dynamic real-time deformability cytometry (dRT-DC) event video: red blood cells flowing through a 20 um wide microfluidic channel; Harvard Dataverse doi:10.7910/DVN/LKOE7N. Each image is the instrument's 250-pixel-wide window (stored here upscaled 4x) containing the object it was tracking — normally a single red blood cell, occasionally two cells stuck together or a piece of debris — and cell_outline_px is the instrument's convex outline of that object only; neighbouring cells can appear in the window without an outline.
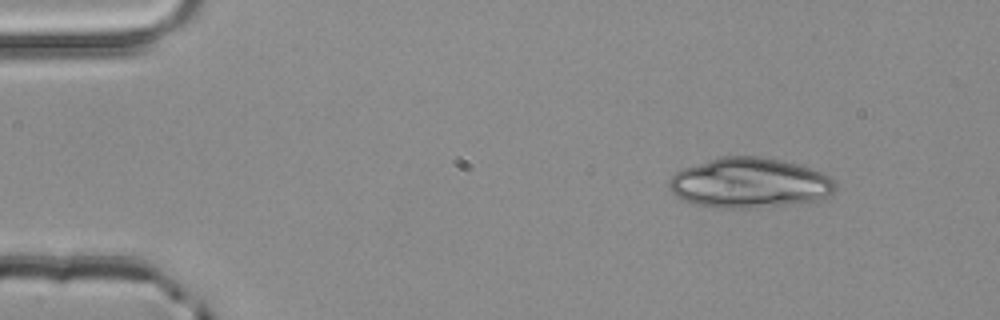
{"species": "common noctule bat (a hibernating species)", "species_latin": "Nyctalus noctula", "temperature_condition": "room temperature", "stored_images_in_passage": 2, "camera_frame_rate_fps": 3000, "um_per_image_px": 0.085, "animal": {"sex": "male", "body_mass_g": 20.4}, "frame": {"image": 1, "passage_image": 1, "time_ms": 0.0, "image_size_px": [1000, 320], "cell_outline_px": [[836, 188], [828, 196], [816, 200], [756, 208], [712, 208], [692, 204], [676, 196], [672, 192], [668, 184], [668, 180], [680, 168], [720, 156], [760, 156], [780, 160], [796, 164], [824, 172], [832, 176], [836, 180]], "centroid_in_image_um": [63.68, 15.54], "position_along_channel_um": 21.3, "area_um2": 49.01}}